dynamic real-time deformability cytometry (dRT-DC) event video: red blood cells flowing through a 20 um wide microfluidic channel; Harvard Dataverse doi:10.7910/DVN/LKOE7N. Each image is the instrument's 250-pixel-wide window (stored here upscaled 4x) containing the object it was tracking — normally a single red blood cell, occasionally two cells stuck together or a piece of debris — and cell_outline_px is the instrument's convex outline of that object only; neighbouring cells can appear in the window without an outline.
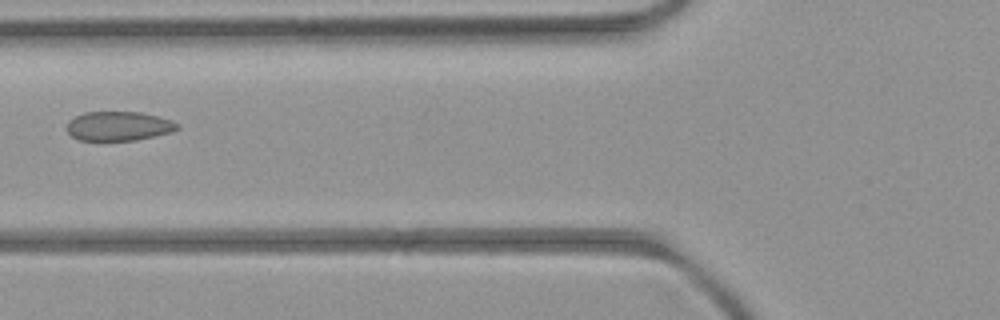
{"species": "common noctule bat (a hibernating species)", "species_latin": "Nyctalus noctula", "temperature_condition": "room temperature", "stored_images_in_passage": 2, "camera_frame_rate_fps": 3000, "um_per_image_px": 0.085, "animal": {"sex": "female", "body_mass_g": 21.9}, "frame": {"image": 1, "passage_image": 2, "time_ms": 1.0, "image_size_px": [1000, 320], "cell_outline_px": [[180, 128], [172, 132], [136, 140], [80, 140], [72, 136], [68, 132], [68, 120], [84, 112], [140, 112], [172, 120], [180, 124]], "centroid_in_image_um": [10.12, 10.71], "position_along_channel_um": 115.7, "area_um2": 18.79}}